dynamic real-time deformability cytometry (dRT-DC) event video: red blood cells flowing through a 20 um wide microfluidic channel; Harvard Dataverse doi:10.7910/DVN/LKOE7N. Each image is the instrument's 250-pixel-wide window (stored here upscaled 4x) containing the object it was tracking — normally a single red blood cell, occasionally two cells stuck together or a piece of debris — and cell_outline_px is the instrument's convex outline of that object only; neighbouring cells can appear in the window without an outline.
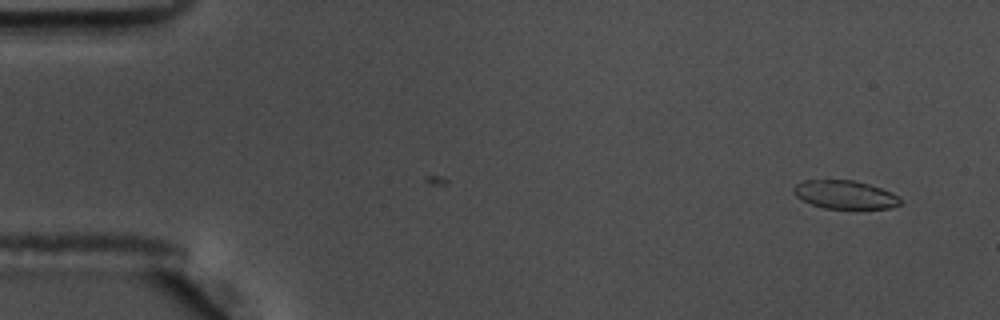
{"species": "common noctule bat (a hibernating species)", "species_latin": "Nyctalus noctula", "temperature_condition": "warm", "stored_images_in_passage": 10, "camera_frame_rate_fps": 3000, "um_per_image_px": 0.085, "animal": {"sex": "male", "body_mass_g": 17.5, "forearm_length_mm": 52.3}, "frame": {"image": 1, "passage_image": 10, "time_ms": 3.0, "image_size_px": [1000, 320], "cell_outline_px": [[900, 204], [892, 208], [856, 212], [824, 208], [812, 204], [796, 196], [792, 192], [792, 188], [796, 184], [804, 180], [852, 180], [868, 184], [880, 188], [896, 196], [900, 200]], "centroid_in_image_um": [71.82, 16.61], "position_along_channel_um": 13.2, "area_um2": 18.26}}